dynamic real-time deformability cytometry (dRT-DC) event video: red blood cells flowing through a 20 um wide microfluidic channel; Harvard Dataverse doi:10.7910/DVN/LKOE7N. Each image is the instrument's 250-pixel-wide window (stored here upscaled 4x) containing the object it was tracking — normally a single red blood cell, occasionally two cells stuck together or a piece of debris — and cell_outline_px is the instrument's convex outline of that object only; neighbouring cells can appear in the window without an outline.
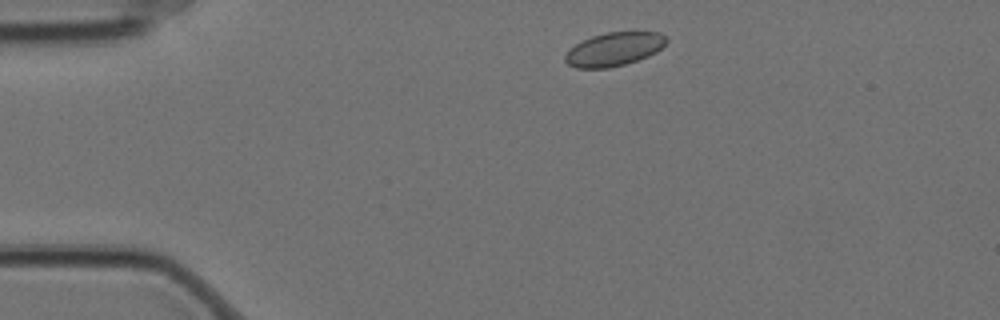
{"species": "Egyptian fruit bat (a non-hibernating species)", "species_latin": "Rousettus aegyptiacus", "temperature_condition": "cold", "stored_images_in_passage": 2, "camera_frame_rate_fps": 3000, "um_per_image_px": 0.085, "animal": {"sex": "female"}, "frame": {"image": 1, "passage_image": 1, "time_ms": 0.0, "image_size_px": [1000, 320], "cell_outline_px": [[668, 40], [656, 52], [648, 56], [624, 64], [608, 68], [576, 68], [568, 64], [564, 60], [564, 56], [576, 44], [592, 36], [608, 32], [660, 32]], "centroid_in_image_um": [52.19, 4.18], "position_along_channel_um": 32.8, "area_um2": 19.48}}